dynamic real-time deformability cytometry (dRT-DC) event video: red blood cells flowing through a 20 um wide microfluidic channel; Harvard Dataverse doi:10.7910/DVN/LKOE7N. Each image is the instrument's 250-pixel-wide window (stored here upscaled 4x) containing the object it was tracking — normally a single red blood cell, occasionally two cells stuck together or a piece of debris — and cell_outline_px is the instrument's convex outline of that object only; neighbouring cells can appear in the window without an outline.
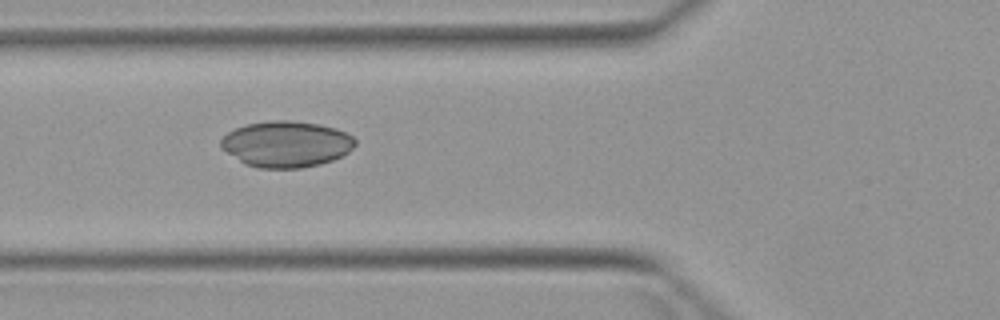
{"species": "Egyptian fruit bat (a non-hibernating species)", "species_latin": "Rousettus aegyptiacus", "temperature_condition": "warm", "stored_images_in_passage": 4, "camera_frame_rate_fps": 3000, "um_per_image_px": 0.085, "animal": {"sex": "female"}, "frame": {"image": 1, "passage_image": 3, "time_ms": 2.333, "image_size_px": [1000, 320], "cell_outline_px": [[356, 144], [348, 152], [332, 160], [320, 164], [300, 168], [256, 168], [244, 164], [220, 148], [220, 140], [228, 132], [236, 128], [248, 124], [268, 120], [292, 120], [320, 124], [336, 128], [352, 136], [356, 140]], "centroid_in_image_um": [24.31, 12.24], "position_along_channel_um": 101.5, "area_um2": 36.24}}
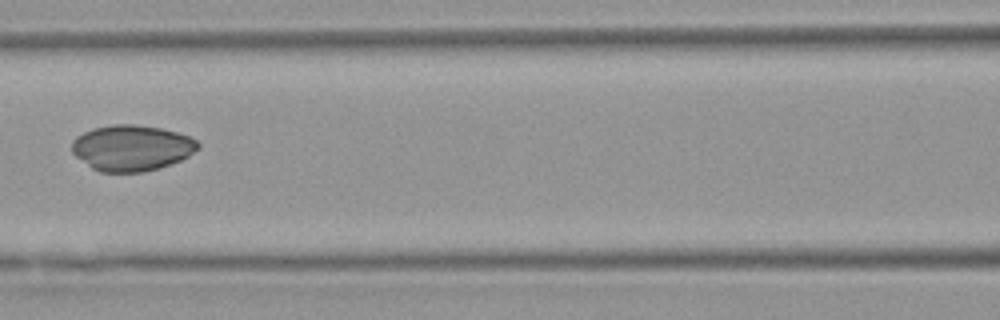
{"frame": {"image": 2, "passage_image": 4, "time_ms": 3.667, "image_size_px": [1000, 320], "cell_outline_px": [[200, 148], [188, 156], [180, 160], [156, 168], [140, 172], [100, 172], [92, 168], [76, 156], [72, 152], [72, 140], [76, 136], [92, 128], [112, 124], [132, 124], [160, 128], [176, 132], [188, 136], [196, 140], [200, 144]], "centroid_in_image_um": [11.17, 12.56], "position_along_channel_um": 155.4, "area_um2": 33.52}}